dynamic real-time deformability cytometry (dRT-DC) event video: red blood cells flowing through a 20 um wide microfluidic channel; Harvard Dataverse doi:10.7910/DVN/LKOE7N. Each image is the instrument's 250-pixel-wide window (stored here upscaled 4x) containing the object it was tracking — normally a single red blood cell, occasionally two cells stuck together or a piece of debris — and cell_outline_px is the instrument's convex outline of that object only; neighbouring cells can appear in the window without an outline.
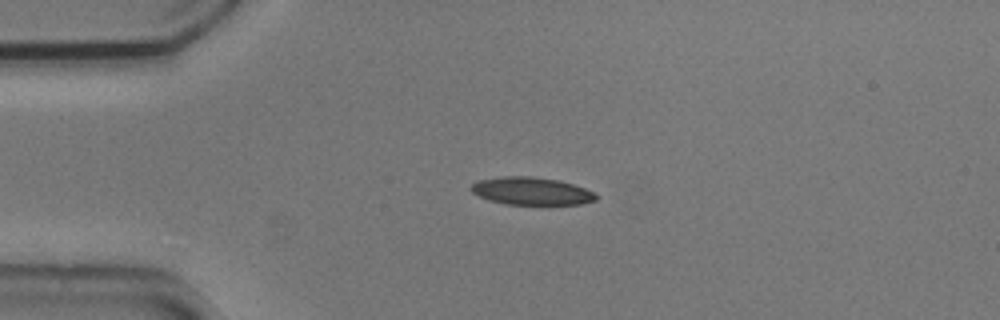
{"species": "common noctule bat (a hibernating species)", "species_latin": "Nyctalus noctula", "temperature_condition": "cold", "stored_images_in_passage": 2, "camera_frame_rate_fps": 3000, "um_per_image_px": 0.085, "animal": {"sex": "male", "body_mass_g": 20.5, "forearm_length_mm": 52.5}, "frame": {"image": 1, "passage_image": 1, "time_ms": 0.0, "image_size_px": [1000, 320], "cell_outline_px": [[600, 196], [596, 200], [580, 204], [508, 204], [488, 200], [472, 192], [468, 188], [476, 180], [504, 176], [532, 176], [560, 180], [584, 188]], "centroid_in_image_um": [45.15, 16.23], "position_along_channel_um": 39.9, "area_um2": 20.17}}